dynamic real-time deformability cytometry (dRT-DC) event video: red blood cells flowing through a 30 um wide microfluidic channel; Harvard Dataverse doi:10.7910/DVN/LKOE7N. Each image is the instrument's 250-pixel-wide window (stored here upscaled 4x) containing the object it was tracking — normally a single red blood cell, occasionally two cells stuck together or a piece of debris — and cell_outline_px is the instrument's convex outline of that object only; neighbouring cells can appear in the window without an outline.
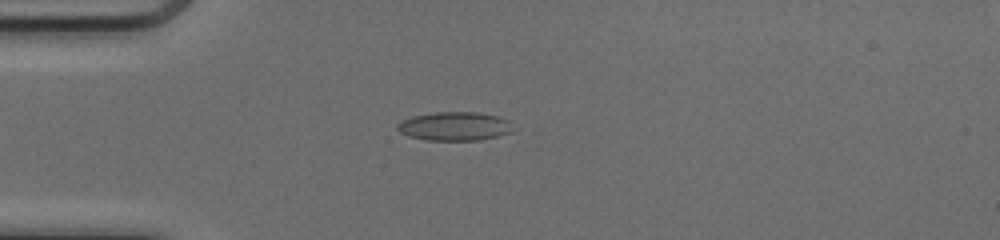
{"species": "common noctule bat (a hibernating species)", "species_latin": "Nyctalus noctula", "temperature_condition": "cold", "stored_images_in_passage": 31, "camera_frame_rate_fps": 3000, "um_per_image_px": 0.085, "animal": {"sex": "female", "body_mass_g": 17.0, "forearm_length_mm": 48.0}, "frame": {"image": 1, "passage_image": 1, "time_ms": 0.0, "image_size_px": [1000, 240], "cell_outline_px": [[512, 132], [496, 136], [476, 140], [428, 140], [408, 136], [400, 132], [396, 128], [396, 124], [412, 116], [432, 112], [476, 112], [500, 116], [508, 120]], "centroid_in_image_um": [38.61, 10.72], "position_along_channel_um": 46.4, "area_um2": 19.25}}
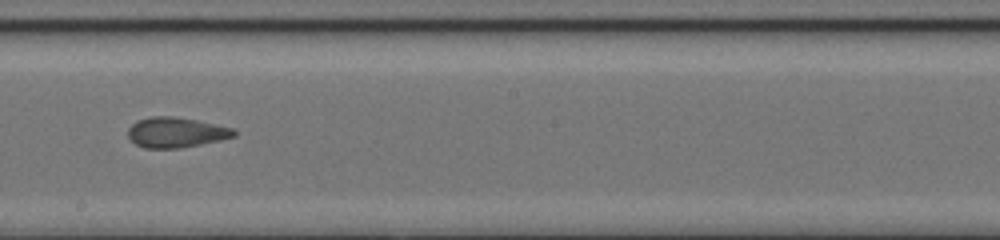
{"frame": {"image": 2, "passage_image": 16, "time_ms": 5.0, "image_size_px": [1000, 240], "cell_outline_px": [[236, 136], [220, 140], [180, 148], [144, 148], [136, 144], [128, 136], [128, 128], [136, 120], [152, 116], [172, 116], [196, 120], [232, 128], [236, 132]], "centroid_in_image_um": [14.93, 11.25], "position_along_channel_um": 233.3, "area_um2": 18.55}}
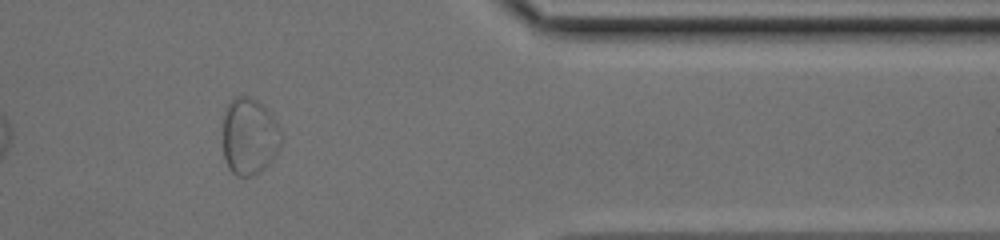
{"frame": {"image": 3, "passage_image": 29, "time_ms": 9.333, "image_size_px": [1000, 240], "cell_outline_px": [[280, 148], [268, 164], [264, 168], [252, 176], [236, 176], [228, 168], [224, 156], [224, 116], [228, 104], [236, 96], [248, 96], [256, 100], [272, 116], [280, 132]], "centroid_in_image_um": [21.17, 11.62], "position_along_channel_um": 390.2, "area_um2": 25.61}, "authors_computed_cell_mechanics": {"area_um2": 19.074, "velocity_mm_per_s": 4.1081, "shape_relaxation_time_tau1_ms": null, "shape_relaxation_time_tau2_ms": 0.8423, "deformation_change_tau1": null, "deformation_change_tau2": 0.0625}}